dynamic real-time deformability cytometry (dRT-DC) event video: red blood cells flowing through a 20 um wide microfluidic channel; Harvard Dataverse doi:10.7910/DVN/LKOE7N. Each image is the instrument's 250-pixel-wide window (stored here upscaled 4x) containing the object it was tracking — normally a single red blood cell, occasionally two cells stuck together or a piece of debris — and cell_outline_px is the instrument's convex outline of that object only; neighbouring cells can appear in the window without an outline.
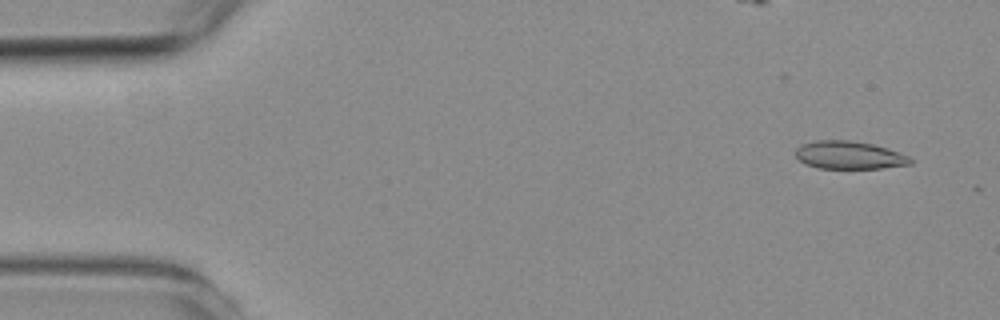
{"species": "common noctule bat (a hibernating species)", "species_latin": "Nyctalus noctula", "temperature_condition": "room temperature", "stored_images_in_passage": 3, "camera_frame_rate_fps": 3000, "um_per_image_px": 0.085, "animal": {"sex": "female", "body_mass_g": 19.3, "forearm_length_mm": 54.1}, "frame": {"image": 1, "passage_image": 1, "time_ms": 0.0, "image_size_px": [1000, 320], "cell_outline_px": [[912, 164], [880, 168], [816, 168], [804, 164], [796, 156], [796, 148], [804, 144], [816, 140], [848, 140], [872, 144], [888, 148], [908, 156], [912, 160]], "centroid_in_image_um": [72.17, 13.19], "position_along_channel_um": 12.8, "area_um2": 18.55}}